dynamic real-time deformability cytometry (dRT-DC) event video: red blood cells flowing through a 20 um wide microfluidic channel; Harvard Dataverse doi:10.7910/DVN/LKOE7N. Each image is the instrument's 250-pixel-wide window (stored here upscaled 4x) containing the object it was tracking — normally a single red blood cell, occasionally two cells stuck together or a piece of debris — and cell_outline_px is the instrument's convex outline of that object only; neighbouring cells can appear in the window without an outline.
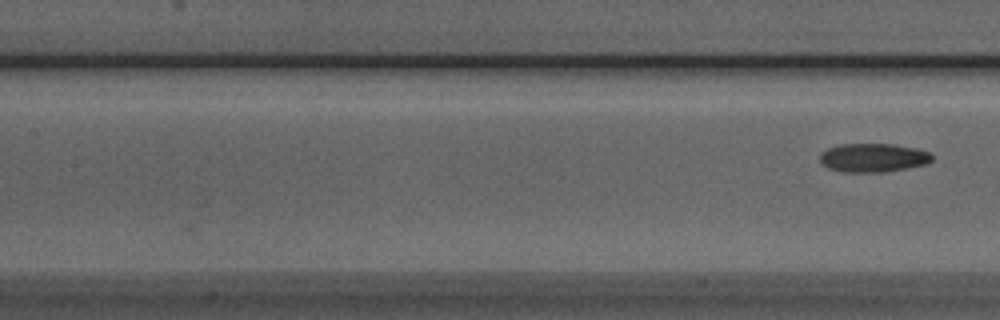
{"species": "Egyptian fruit bat (a non-hibernating species)", "species_latin": "Rousettus aegyptiacus", "temperature_condition": "room temperature", "stored_images_in_passage": 6, "camera_frame_rate_fps": 3000, "um_per_image_px": 0.085, "animal": {"sex": "male"}, "frame": {"image": 1, "passage_image": 6, "time_ms": 5.667, "image_size_px": [1000, 320], "cell_outline_px": [[932, 160], [924, 164], [908, 168], [884, 172], [844, 172], [828, 168], [820, 164], [820, 152], [828, 148], [840, 144], [896, 144], [916, 148], [932, 152]], "centroid_in_image_um": [74.21, 13.4], "position_along_channel_um": 133.2, "area_um2": 18.96}}